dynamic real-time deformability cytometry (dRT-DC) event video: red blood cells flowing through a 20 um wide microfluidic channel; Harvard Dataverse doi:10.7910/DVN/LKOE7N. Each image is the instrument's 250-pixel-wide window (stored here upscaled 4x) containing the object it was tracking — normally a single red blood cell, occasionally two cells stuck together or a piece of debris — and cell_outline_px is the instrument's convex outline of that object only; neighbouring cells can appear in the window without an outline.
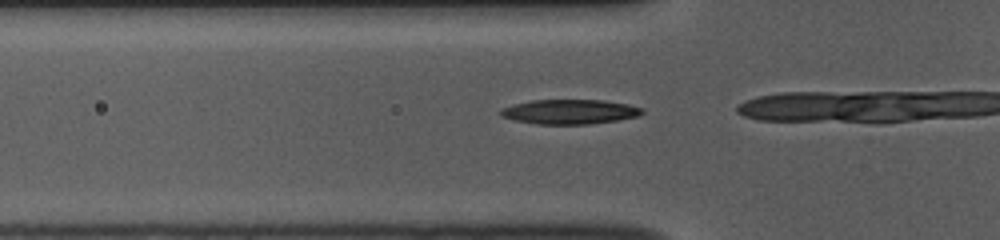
{"species": "common noctule bat (a hibernating species)", "species_latin": "Nyctalus noctula", "temperature_condition": "room temperature", "stored_images_in_passage": 5, "camera_frame_rate_fps": 3000, "um_per_image_px": 0.085, "animal": {"sex": "female", "body_mass_g": 10.0, "forearm_length_mm": 53.1}, "frame": {"image": 1, "passage_image": 2, "time_ms": 0.333, "image_size_px": [1000, 240], "cell_outline_px": [[644, 112], [640, 116], [616, 120], [588, 124], [536, 124], [516, 120], [500, 116], [500, 108], [512, 104], [532, 100], [604, 100], [628, 104], [644, 108]], "centroid_in_image_um": [48.43, 9.49], "position_along_channel_um": 77.4, "area_um2": 20.4}}